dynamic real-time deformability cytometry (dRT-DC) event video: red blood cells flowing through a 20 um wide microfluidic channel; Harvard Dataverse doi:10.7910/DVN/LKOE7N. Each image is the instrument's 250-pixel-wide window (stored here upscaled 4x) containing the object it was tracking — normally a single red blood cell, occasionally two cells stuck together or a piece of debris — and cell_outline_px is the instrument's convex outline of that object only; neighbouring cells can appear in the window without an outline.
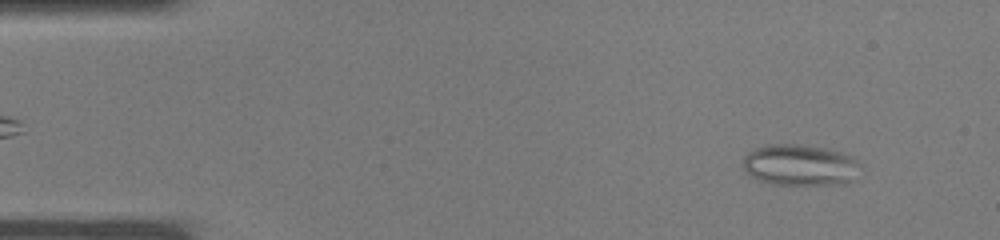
{"species": "common noctule bat (a hibernating species)", "species_latin": "Nyctalus noctula", "temperature_condition": "warm", "stored_images_in_passage": 36, "camera_frame_rate_fps": 3000, "um_per_image_px": 0.085, "animal": {"sex": "male", "body_mass_g": 19.0, "forearm_length_mm": 50.8}, "frame": {"image": 1, "passage_image": 3, "time_ms": 0.667, "image_size_px": [1000, 240], "cell_outline_px": [[860, 164], [856, 180], [844, 184], [772, 184], [748, 176], [744, 168], [744, 156], [748, 152], [756, 148], [768, 144], [792, 144], [828, 148], [852, 156]], "centroid_in_image_um": [68.02, 14.03], "position_along_channel_um": 17.0, "area_um2": 28.32}}
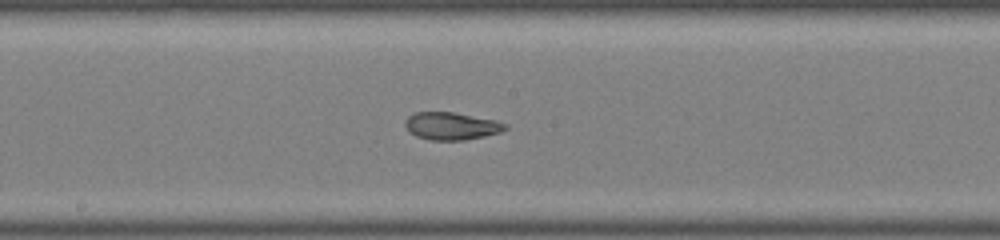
{"frame": {"image": 2, "passage_image": 19, "time_ms": 6.0, "image_size_px": [1000, 240], "cell_outline_px": [[508, 128], [500, 132], [484, 136], [464, 140], [432, 140], [416, 136], [408, 132], [404, 124], [404, 120], [408, 116], [416, 112], [452, 112], [496, 120], [508, 124]], "centroid_in_image_um": [38.35, 10.71], "position_along_channel_um": 209.8, "area_um2": 16.13}}
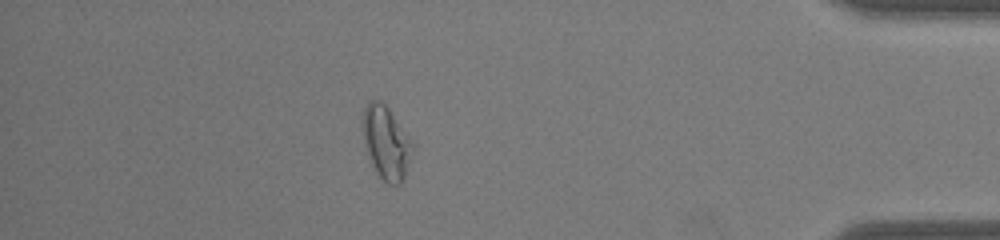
{"frame": {"image": 3, "passage_image": 32, "time_ms": 10.333, "image_size_px": [1000, 240], "cell_outline_px": [[412, 152], [404, 176], [400, 184], [388, 184], [376, 172], [368, 160], [364, 144], [364, 108], [368, 100], [380, 100], [388, 108], [412, 140]], "centroid_in_image_um": [32.81, 12.12], "position_along_channel_um": 402.4, "area_um2": 20.87}}